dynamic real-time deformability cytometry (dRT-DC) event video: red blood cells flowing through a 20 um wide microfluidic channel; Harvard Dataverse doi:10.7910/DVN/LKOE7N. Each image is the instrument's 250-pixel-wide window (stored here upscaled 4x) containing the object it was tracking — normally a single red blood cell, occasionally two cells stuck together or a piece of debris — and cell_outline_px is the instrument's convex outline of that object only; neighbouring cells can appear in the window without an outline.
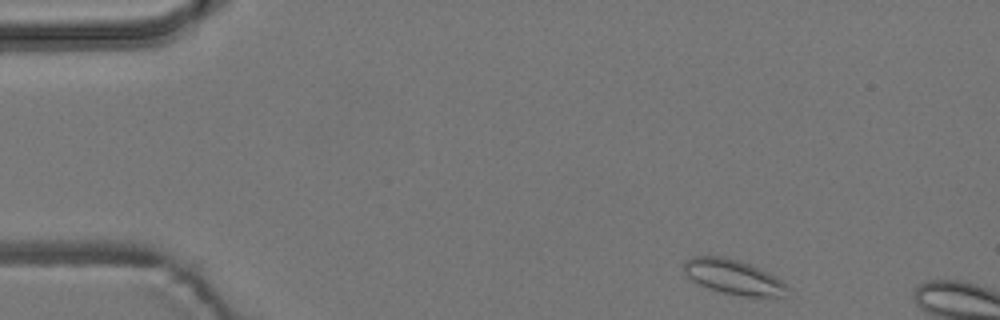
{"species": "common noctule bat (a hibernating species)", "species_latin": "Nyctalus noctula", "temperature_condition": "room temperature", "stored_images_in_passage": 6, "camera_frame_rate_fps": 3000, "um_per_image_px": 0.085, "animal": {"sex": "male", "body_mass_g": 19.2, "forearm_length_mm": 51.8}, "frame": {"image": 1, "passage_image": 2, "time_ms": 0.333, "image_size_px": [1000, 320], "cell_outline_px": [[788, 288], [784, 296], [744, 296], [724, 292], [708, 288], [692, 280], [684, 272], [684, 260], [692, 256], [724, 256], [748, 264], [780, 280]], "centroid_in_image_um": [62.26, 23.53], "position_along_channel_um": 22.7, "area_um2": 20.29}}